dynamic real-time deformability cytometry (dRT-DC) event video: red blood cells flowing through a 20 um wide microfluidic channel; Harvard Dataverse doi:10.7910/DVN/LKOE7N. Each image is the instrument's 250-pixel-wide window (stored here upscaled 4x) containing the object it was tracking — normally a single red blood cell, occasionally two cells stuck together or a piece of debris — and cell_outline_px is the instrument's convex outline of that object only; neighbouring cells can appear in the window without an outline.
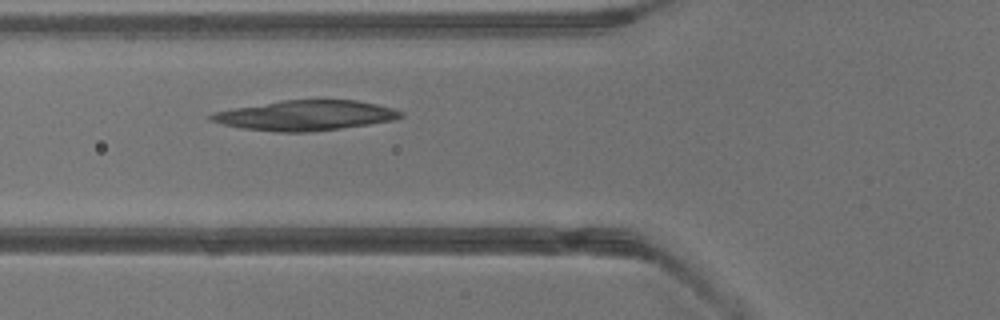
{"species": "common noctule bat (a hibernating species)", "species_latin": "Nyctalus noctula", "temperature_condition": "warm", "stored_images_in_passage": 3, "camera_frame_rate_fps": 3000, "um_per_image_px": 0.085, "animal": {"sex": "male", "body_mass_g": 13.3}, "frame": {"image": 1, "passage_image": 3, "time_ms": 0.667, "image_size_px": [1000, 320], "cell_outline_px": [[404, 116], [392, 120], [368, 124], [312, 132], [276, 132], [240, 128], [208, 120], [208, 116], [212, 112], [232, 108], [284, 100], [356, 100], [376, 104], [392, 108], [404, 112]], "centroid_in_image_um": [25.92, 9.81], "position_along_channel_um": 99.9, "area_um2": 33.18}}